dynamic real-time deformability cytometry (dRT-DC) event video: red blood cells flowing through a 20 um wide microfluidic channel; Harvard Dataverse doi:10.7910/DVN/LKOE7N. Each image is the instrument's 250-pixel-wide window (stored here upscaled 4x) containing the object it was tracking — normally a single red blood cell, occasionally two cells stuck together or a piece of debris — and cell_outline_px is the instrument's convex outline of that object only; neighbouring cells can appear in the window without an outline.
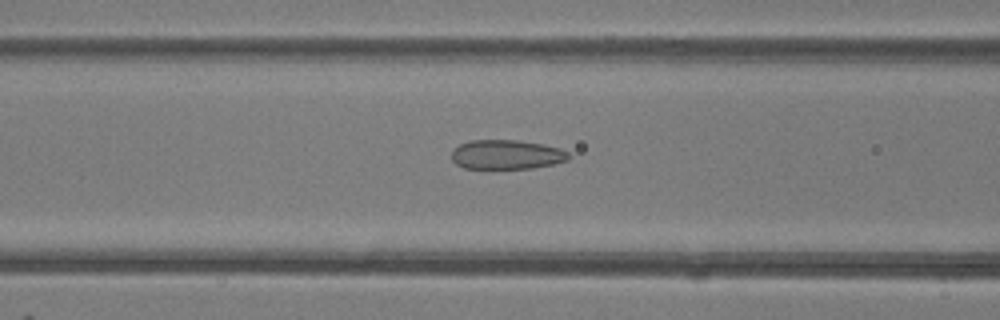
{"species": "common noctule bat (a hibernating species)", "species_latin": "Nyctalus noctula", "temperature_condition": "room temperature", "stored_images_in_passage": 49, "camera_frame_rate_fps": 3000, "um_per_image_px": 0.085, "animal": {"sex": "female"}, "frame": {"image": 1, "passage_image": 20, "time_ms": 6.333, "image_size_px": [1000, 320], "cell_outline_px": [[568, 160], [552, 164], [532, 168], [464, 168], [456, 164], [452, 160], [452, 148], [460, 144], [472, 140], [516, 140], [544, 144], [560, 148], [568, 152]], "centroid_in_image_um": [43.04, 13.13], "position_along_channel_um": 123.6, "area_um2": 20.0}}
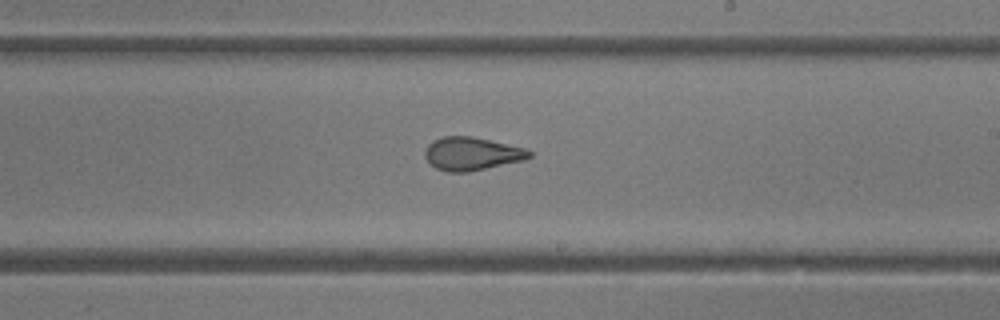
{"frame": {"image": 2, "passage_image": 29, "time_ms": 9.333, "image_size_px": [1000, 320], "cell_outline_px": [[532, 156], [524, 160], [468, 172], [448, 172], [436, 168], [424, 156], [424, 152], [428, 144], [432, 140], [444, 136], [472, 136], [528, 148], [532, 152]], "centroid_in_image_um": [40.12, 13.05], "position_along_channel_um": 248.9, "area_um2": 20.29}}
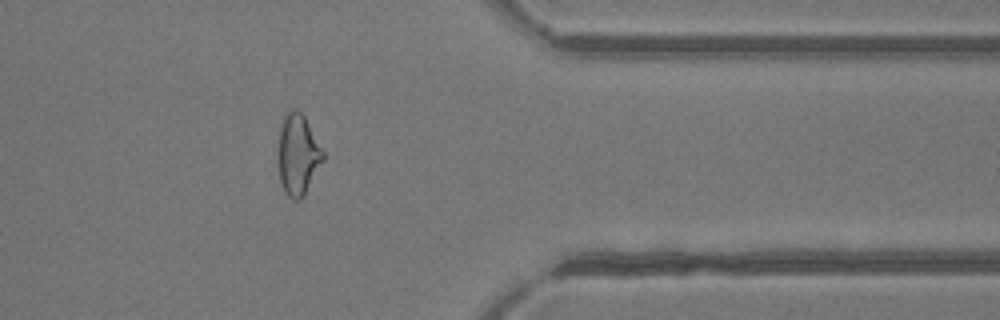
{"frame": {"image": 3, "passage_image": 40, "time_ms": 13.0, "image_size_px": [1000, 320], "cell_outline_px": [[324, 160], [304, 196], [300, 200], [292, 200], [284, 192], [280, 180], [280, 128], [284, 116], [292, 108], [296, 108], [304, 116], [324, 152]], "centroid_in_image_um": [25.35, 13.17], "position_along_channel_um": 386.0, "area_um2": 20.75}, "authors_computed_cell_mechanics": {"area_um2": 22.0218, "velocity_mm_per_s": 4.1677, "shape_relaxation_time_tau1_ms": null, "shape_relaxation_time_tau2_ms": 1.3867, "deformation_change_tau1": null, "deformation_change_tau2": 0.0825}}